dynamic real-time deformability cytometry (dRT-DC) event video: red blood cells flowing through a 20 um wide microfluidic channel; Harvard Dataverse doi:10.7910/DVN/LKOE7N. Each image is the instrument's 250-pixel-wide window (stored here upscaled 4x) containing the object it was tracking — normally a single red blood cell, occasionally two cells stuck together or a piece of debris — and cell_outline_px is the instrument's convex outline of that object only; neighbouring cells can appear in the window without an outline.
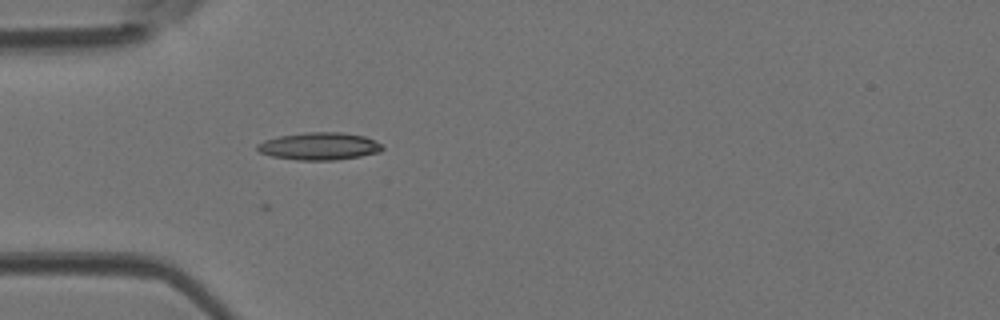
{"species": "Egyptian fruit bat (a non-hibernating species)", "species_latin": "Rousettus aegyptiacus", "temperature_condition": "room temperature", "stored_images_in_passage": 18, "camera_frame_rate_fps": 3000, "um_per_image_px": 0.085, "animal": {"sex": "female"}, "frame": {"image": 1, "passage_image": 3, "time_ms": 0.667, "image_size_px": [1000, 320], "cell_outline_px": [[384, 148], [380, 152], [360, 156], [336, 160], [300, 160], [272, 156], [260, 152], [256, 148], [256, 144], [264, 140], [280, 136], [304, 132], [340, 132], [364, 136], [384, 144]], "centroid_in_image_um": [27.16, 12.42], "position_along_channel_um": 57.8, "area_um2": 20.06}}
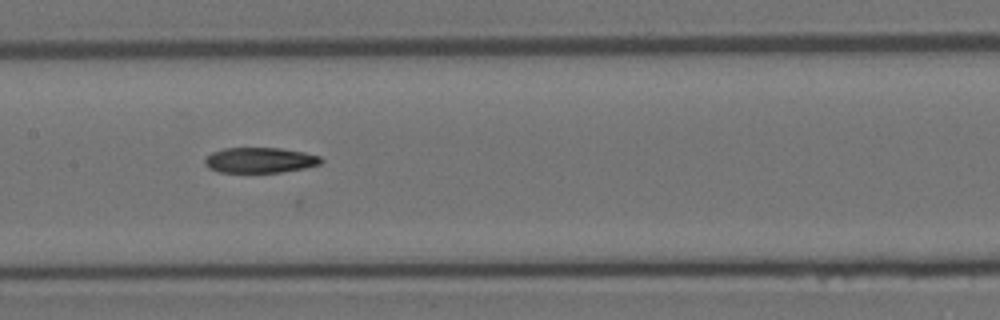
{"frame": {"image": 2, "passage_image": 12, "time_ms": 3.667, "image_size_px": [1000, 320], "cell_outline_px": [[324, 160], [320, 164], [304, 168], [280, 172], [220, 172], [208, 168], [204, 164], [204, 160], [212, 152], [224, 148], [280, 148], [304, 152], [320, 156]], "centroid_in_image_um": [22.09, 13.61], "position_along_channel_um": 185.3, "area_um2": 17.17}}
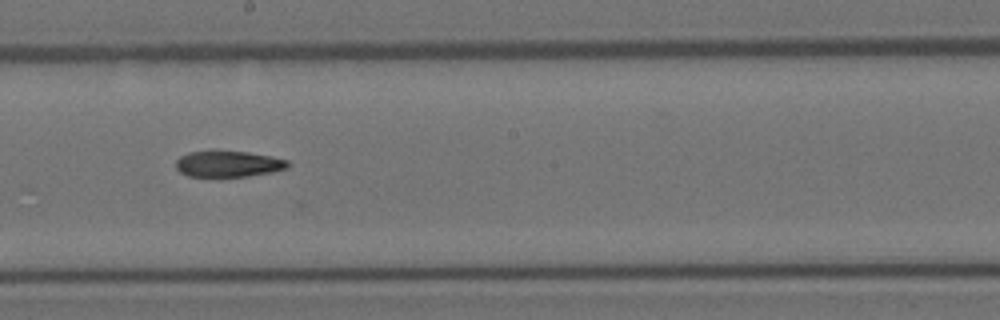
{"frame": {"image": 3, "passage_image": 15, "time_ms": 4.667, "image_size_px": [1000, 320], "cell_outline_px": [[288, 168], [272, 172], [248, 176], [188, 176], [180, 172], [176, 168], [176, 160], [180, 156], [188, 152], [212, 148], [248, 152], [272, 156], [288, 160]], "centroid_in_image_um": [19.36, 13.88], "position_along_channel_um": 228.8, "area_um2": 17.63}}